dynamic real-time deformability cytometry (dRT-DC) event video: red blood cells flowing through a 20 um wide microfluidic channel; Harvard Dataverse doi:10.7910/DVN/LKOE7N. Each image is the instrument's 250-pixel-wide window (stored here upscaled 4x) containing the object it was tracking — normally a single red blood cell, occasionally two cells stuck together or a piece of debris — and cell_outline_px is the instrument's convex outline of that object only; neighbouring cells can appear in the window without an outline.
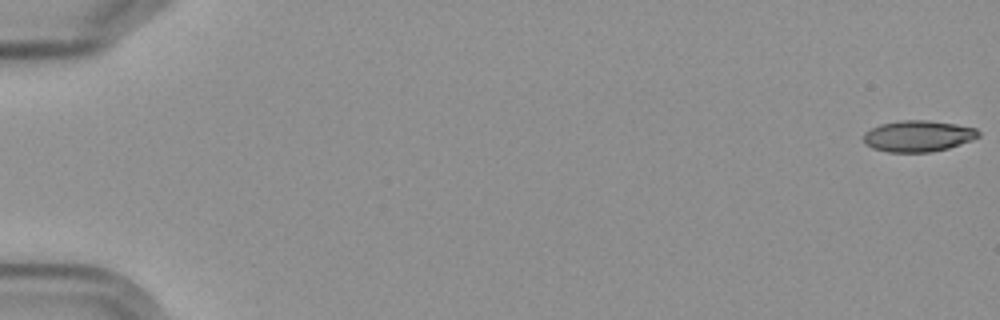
{"species": "Egyptian fruit bat (a non-hibernating species)", "species_latin": "Rousettus aegyptiacus", "temperature_condition": "cold", "stored_images_in_passage": 6, "camera_frame_rate_fps": 3000, "um_per_image_px": 0.085, "frame": {"image": 1, "passage_image": 1, "time_ms": 0.0, "image_size_px": [1000, 320], "cell_outline_px": [[980, 136], [972, 140], [948, 148], [932, 152], [888, 152], [872, 148], [864, 144], [864, 132], [880, 124], [904, 120], [928, 120], [956, 124], [976, 128], [980, 132]], "centroid_in_image_um": [78.04, 11.57], "position_along_channel_um": 7.0, "area_um2": 20.98}}
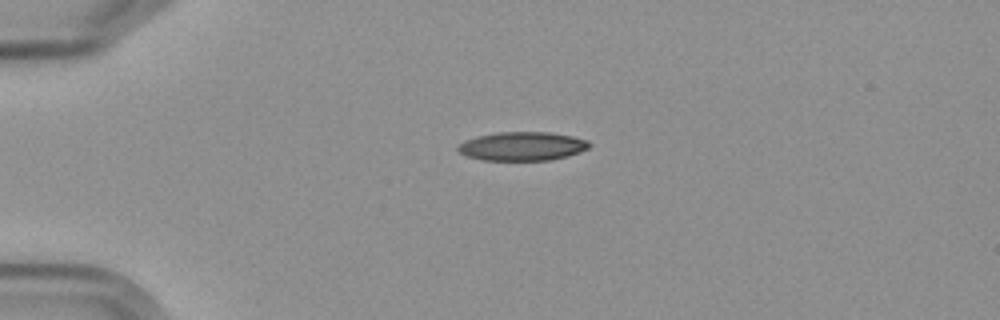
{"frame": {"image": 2, "passage_image": 5, "time_ms": 4.667, "image_size_px": [1000, 320], "cell_outline_px": [[588, 148], [580, 152], [568, 156], [548, 160], [484, 160], [464, 156], [456, 148], [464, 140], [476, 136], [496, 132], [548, 132], [572, 136], [588, 140]], "centroid_in_image_um": [44.35, 12.43], "position_along_channel_um": 40.6, "area_um2": 22.02}}